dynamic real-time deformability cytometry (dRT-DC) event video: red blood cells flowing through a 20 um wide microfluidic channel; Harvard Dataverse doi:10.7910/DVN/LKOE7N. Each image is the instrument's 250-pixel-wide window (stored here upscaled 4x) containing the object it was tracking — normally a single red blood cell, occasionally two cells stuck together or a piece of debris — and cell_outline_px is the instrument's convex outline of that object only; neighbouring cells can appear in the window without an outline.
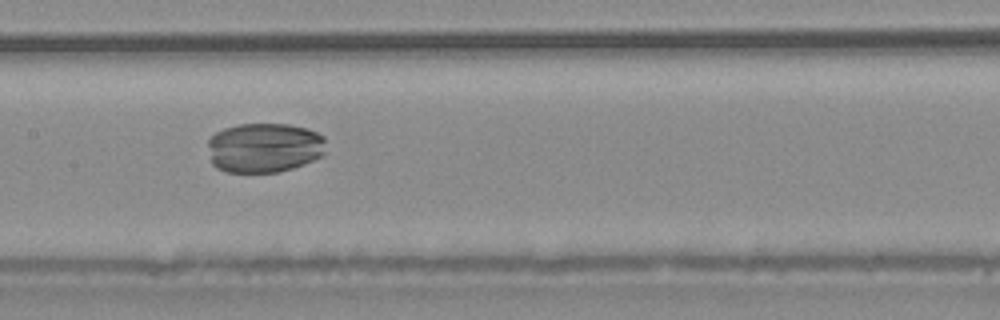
{"species": "common noctule bat (a hibernating species)", "species_latin": "Nyctalus noctula", "temperature_condition": "warm", "stored_images_in_passage": 50, "camera_frame_rate_fps": 3000, "um_per_image_px": 0.085, "animal": {"sex": "male", "body_mass_g": 20.4}, "frame": {"image": 1, "passage_image": 25, "time_ms": 8.0, "image_size_px": [1000, 320], "cell_outline_px": [[324, 156], [304, 164], [292, 168], [276, 172], [224, 172], [216, 168], [212, 164], [208, 144], [208, 140], [216, 132], [224, 128], [236, 124], [288, 124], [308, 128], [324, 136]], "centroid_in_image_um": [22.46, 12.55], "position_along_channel_um": 184.9, "area_um2": 34.51}}